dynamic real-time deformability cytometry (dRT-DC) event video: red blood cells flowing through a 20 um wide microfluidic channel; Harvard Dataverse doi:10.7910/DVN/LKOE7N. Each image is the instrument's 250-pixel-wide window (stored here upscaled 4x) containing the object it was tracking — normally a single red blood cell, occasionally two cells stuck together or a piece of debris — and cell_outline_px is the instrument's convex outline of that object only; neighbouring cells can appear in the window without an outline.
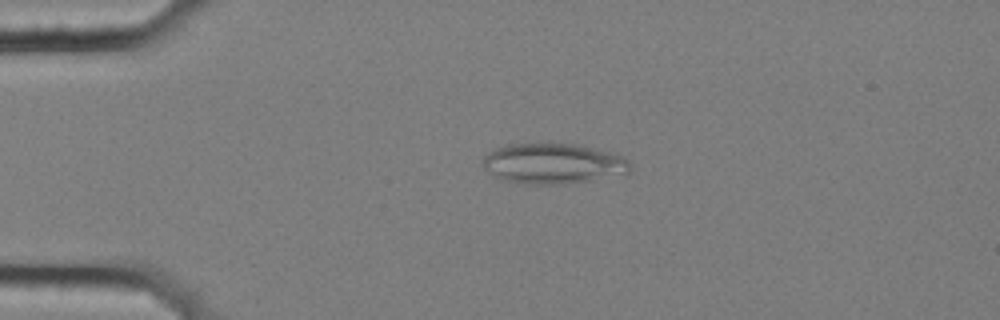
{"species": "common noctule bat (a hibernating species)", "species_latin": "Nyctalus noctula", "temperature_condition": "cold", "stored_images_in_passage": 57, "camera_frame_rate_fps": 3000, "um_per_image_px": 0.085, "animal": {"sex": "female", "body_mass_g": 25.1}, "frame": {"image": 1, "passage_image": 13, "time_ms": 4.0, "image_size_px": [1000, 320], "cell_outline_px": [[632, 168], [628, 172], [588, 180], [564, 184], [520, 184], [496, 176], [488, 172], [480, 164], [480, 160], [488, 152], [496, 148], [508, 144], [576, 144], [612, 152], [628, 160], [632, 164]], "centroid_in_image_um": [46.97, 13.9], "position_along_channel_um": 38.0, "area_um2": 34.51}}
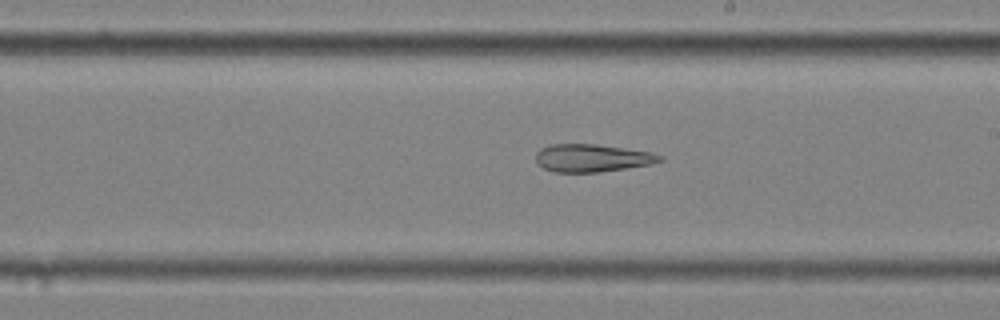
{"frame": {"image": 2, "passage_image": 33, "time_ms": 10.667, "image_size_px": [1000, 320], "cell_outline_px": [[664, 160], [648, 164], [600, 172], [556, 172], [544, 168], [536, 160], [536, 152], [540, 148], [548, 144], [596, 144], [652, 152], [664, 156]], "centroid_in_image_um": [50.32, 13.42], "position_along_channel_um": 238.7, "area_um2": 19.94}}
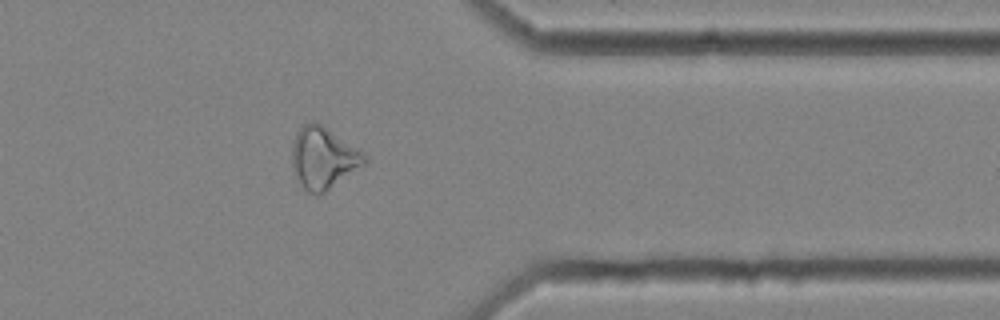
{"frame": {"image": 3, "passage_image": 46, "time_ms": 15.0, "image_size_px": [1000, 320], "cell_outline_px": [[368, 156], [364, 164], [320, 196], [316, 196], [308, 192], [300, 184], [296, 176], [292, 164], [292, 144], [296, 132], [304, 124], [312, 120], [316, 120], [364, 152]], "centroid_in_image_um": [27.47, 13.41], "position_along_channel_um": 383.9, "area_um2": 26.18}, "authors_computed_cell_mechanics": {"area_um2": 26.8192, "velocity_mm_per_s": 3.5532, "shape_relaxation_time_tau1_ms": null, "shape_relaxation_time_tau2_ms": 4.9068, "deformation_change_tau1": null, "deformation_change_tau2": 0.1678}}